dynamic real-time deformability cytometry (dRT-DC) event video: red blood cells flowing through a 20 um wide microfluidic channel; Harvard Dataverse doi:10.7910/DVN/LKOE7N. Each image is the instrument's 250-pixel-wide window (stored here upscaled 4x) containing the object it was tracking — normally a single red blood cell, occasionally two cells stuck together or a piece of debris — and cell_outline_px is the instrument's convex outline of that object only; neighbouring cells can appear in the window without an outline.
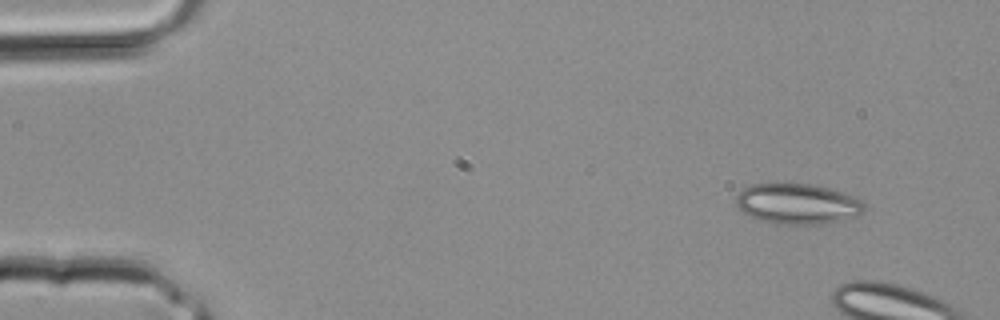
{"species": "common noctule bat (a hibernating species)", "species_latin": "Nyctalus noctula", "temperature_condition": "room temperature", "stored_images_in_passage": 5, "camera_frame_rate_fps": 3000, "um_per_image_px": 0.085, "animal": {"sex": "male", "body_mass_g": 20.4}, "frame": {"image": 1, "passage_image": 1, "time_ms": 0.0, "image_size_px": [1000, 320], "cell_outline_px": [[864, 212], [856, 216], [840, 220], [820, 224], [768, 224], [748, 216], [736, 204], [736, 196], [748, 184], [816, 184], [844, 192], [860, 200], [864, 204]], "centroid_in_image_um": [67.77, 17.33], "position_along_channel_um": 17.2, "area_um2": 30.4}}
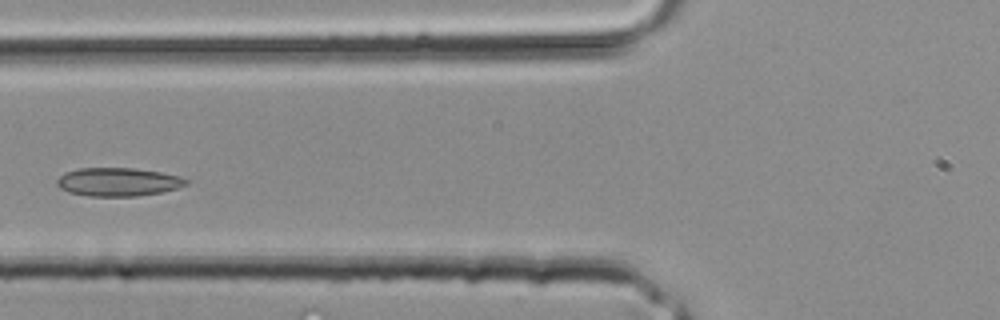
{"frame": {"image": 2, "passage_image": 5, "time_ms": 1.333, "image_size_px": [1000, 320], "cell_outline_px": [[192, 180], [188, 184], [176, 188], [160, 192], [136, 196], [88, 196], [68, 192], [60, 188], [56, 184], [56, 180], [64, 172], [80, 168], [136, 168], [160, 172], [180, 176]], "centroid_in_image_um": [10.04, 15.46], "position_along_channel_um": 115.8, "area_um2": 21.5}}